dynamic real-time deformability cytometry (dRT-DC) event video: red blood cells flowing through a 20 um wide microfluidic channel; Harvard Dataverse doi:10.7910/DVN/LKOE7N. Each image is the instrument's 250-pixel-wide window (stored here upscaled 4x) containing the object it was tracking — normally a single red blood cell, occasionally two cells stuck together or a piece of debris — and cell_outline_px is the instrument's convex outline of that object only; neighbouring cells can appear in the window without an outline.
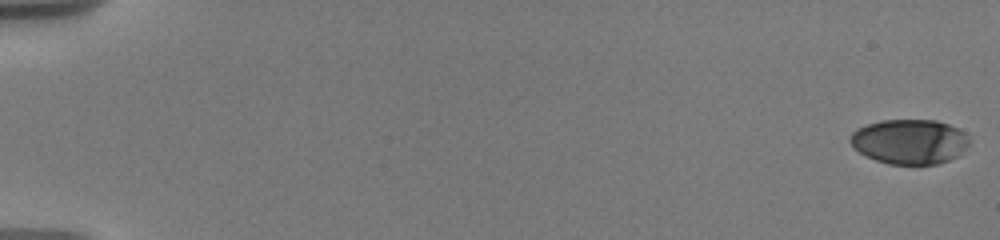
{"species": "human", "species_latin": "Homo sapiens", "temperature_condition": "warm", "stored_images_in_passage": 37, "camera_frame_rate_fps": 3000, "um_per_image_px": 0.085, "donor": {"sex": "male"}, "frame": {"image": 1, "passage_image": 1, "time_ms": 0.0, "image_size_px": [1000, 240], "cell_outline_px": [[972, 144], [956, 156], [948, 160], [936, 164], [888, 164], [876, 160], [852, 148], [848, 140], [848, 136], [856, 128], [880, 120], [936, 120], [948, 124], [964, 132]], "centroid_in_image_um": [77.28, 12.03], "position_along_channel_um": 7.7, "area_um2": 31.27}}
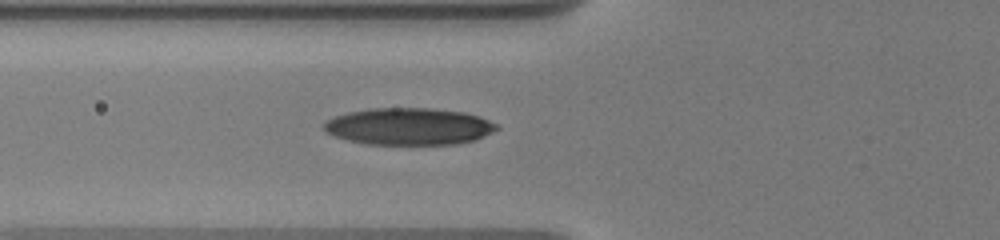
{"frame": {"image": 2, "passage_image": 21, "time_ms": 7.333, "image_size_px": [1000, 240], "cell_outline_px": [[500, 128], [476, 140], [460, 144], [368, 144], [348, 140], [336, 136], [328, 132], [320, 124], [324, 120], [348, 112], [368, 108], [428, 108], [464, 112], [480, 116], [496, 124]], "centroid_in_image_um": [34.76, 10.74], "position_along_channel_um": 91.0, "area_um2": 37.34}}
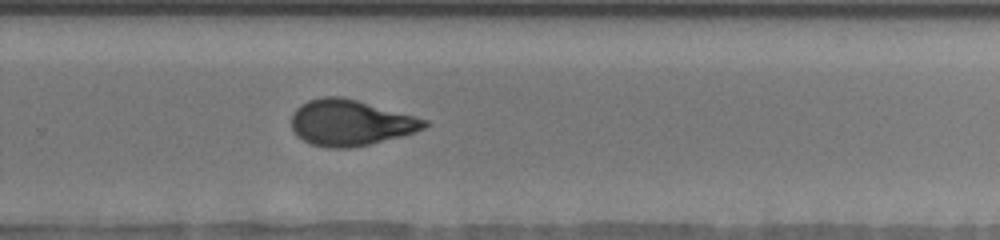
{"frame": {"image": 3, "passage_image": 36, "time_ms": 13.0, "image_size_px": [1000, 240], "cell_outline_px": [[428, 124], [424, 128], [416, 132], [368, 144], [348, 148], [332, 148], [312, 144], [304, 140], [292, 128], [292, 112], [300, 104], [308, 100], [324, 96], [340, 96], [356, 100], [428, 120]], "centroid_in_image_um": [29.76, 10.42], "position_along_channel_um": 300.0, "area_um2": 35.03}}